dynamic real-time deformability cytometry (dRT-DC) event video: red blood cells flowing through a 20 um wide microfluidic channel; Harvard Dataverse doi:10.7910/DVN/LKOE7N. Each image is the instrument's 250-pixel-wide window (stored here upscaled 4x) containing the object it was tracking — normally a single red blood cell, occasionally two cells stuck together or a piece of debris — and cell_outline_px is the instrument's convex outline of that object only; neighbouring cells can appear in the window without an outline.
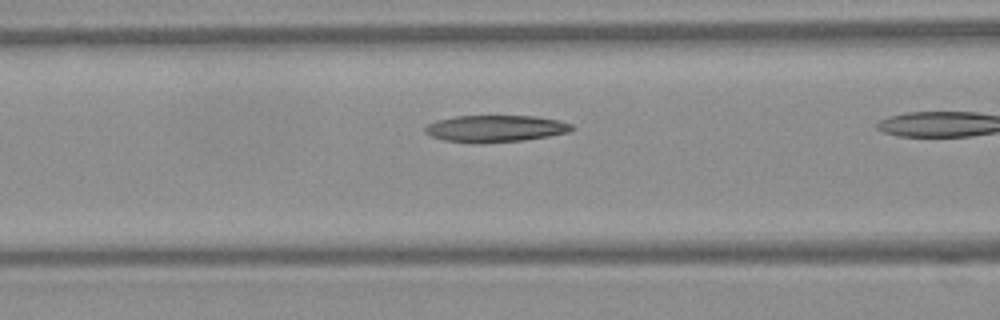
{"species": "Egyptian fruit bat (a non-hibernating species)", "species_latin": "Rousettus aegyptiacus", "temperature_condition": "warm", "stored_images_in_passage": 26, "camera_frame_rate_fps": 3000, "um_per_image_px": 0.085, "frame": {"image": 1, "passage_image": 8, "time_ms": 2.333, "image_size_px": [1000, 320], "cell_outline_px": [[576, 128], [568, 132], [548, 136], [524, 140], [444, 140], [432, 136], [424, 132], [424, 128], [428, 124], [436, 120], [456, 116], [536, 116], [560, 120], [572, 124]], "centroid_in_image_um": [42.18, 10.87], "position_along_channel_um": 124.4, "area_um2": 21.96}}
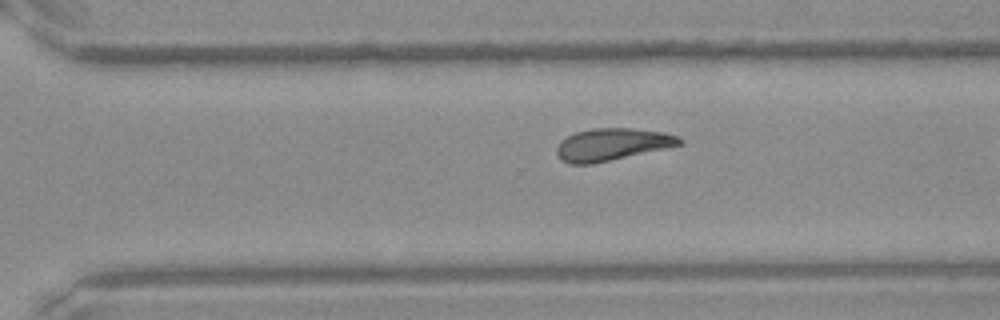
{"frame": {"image": 2, "passage_image": 22, "time_ms": 7.0, "image_size_px": [1000, 320], "cell_outline_px": [[684, 144], [592, 164], [568, 164], [560, 160], [556, 152], [556, 148], [560, 140], [576, 132], [592, 128], [632, 128], [664, 132], [676, 136], [684, 140]], "centroid_in_image_um": [52.0, 12.28], "position_along_channel_um": 318.6, "area_um2": 23.12}}